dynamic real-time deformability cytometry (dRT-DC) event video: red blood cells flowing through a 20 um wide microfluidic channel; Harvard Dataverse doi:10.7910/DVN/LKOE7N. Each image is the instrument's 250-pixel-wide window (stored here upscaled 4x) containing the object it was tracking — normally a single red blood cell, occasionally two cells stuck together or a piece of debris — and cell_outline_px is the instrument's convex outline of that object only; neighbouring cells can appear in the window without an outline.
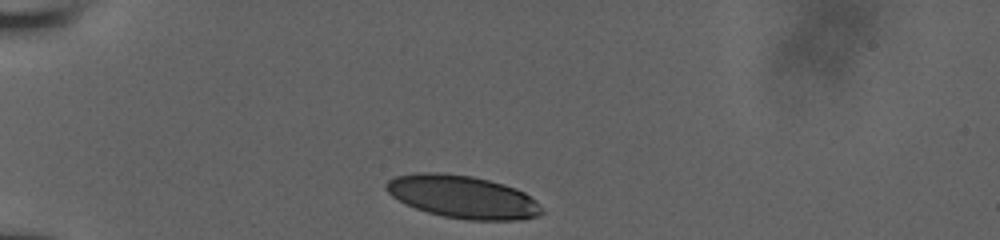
{"species": "human", "species_latin": "Homo sapiens", "temperature_condition": "room temperature", "stored_images_in_passage": 33, "camera_frame_rate_fps": 3000, "um_per_image_px": 0.085, "donor": {"sex": "male"}, "frame": {"image": 1, "passage_image": 1, "time_ms": 0.0, "image_size_px": [1000, 240], "cell_outline_px": [[544, 212], [536, 216], [520, 220], [468, 220], [444, 216], [428, 212], [416, 208], [392, 196], [384, 188], [384, 184], [388, 180], [396, 176], [420, 172], [440, 172], [472, 176], [504, 184], [516, 188], [524, 192], [536, 200], [544, 208]], "centroid_in_image_um": [39.35, 16.73], "position_along_channel_um": 45.6, "area_um2": 38.78}}
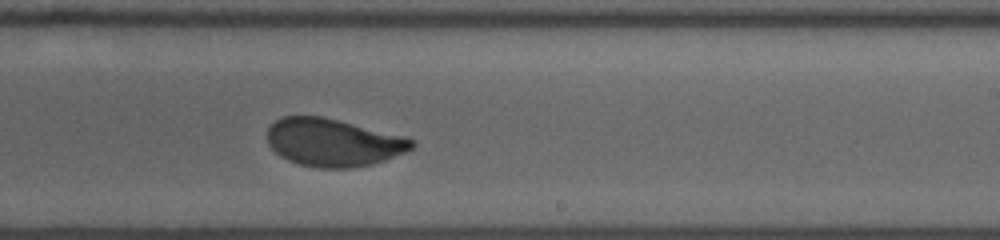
{"frame": {"image": 2, "passage_image": 18, "time_ms": 6.667, "image_size_px": [1000, 240], "cell_outline_px": [[416, 144], [408, 152], [372, 164], [352, 168], [320, 168], [300, 164], [288, 160], [280, 156], [268, 144], [268, 128], [276, 120], [284, 116], [320, 116], [408, 136]], "centroid_in_image_um": [28.36, 12.11], "position_along_channel_um": 260.6, "area_um2": 40.29}}
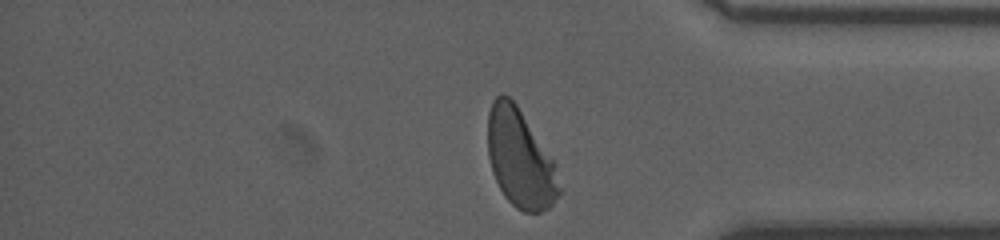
{"frame": {"image": 3, "passage_image": 33, "time_ms": 10.333, "image_size_px": [1000, 240], "cell_outline_px": [[560, 192], [552, 204], [548, 208], [540, 212], [524, 212], [516, 208], [504, 196], [492, 172], [488, 156], [488, 112], [492, 100], [500, 92], [504, 92], [516, 104], [552, 160], [560, 188]], "centroid_in_image_um": [44.16, 13.47], "position_along_channel_um": 391.0, "area_um2": 40.23}, "authors_computed_cell_mechanics": {"area_um2": 41.0958, "velocity_mm_per_s": 3.8384, "shape_relaxation_time_tau1_ms": 4.7033, "shape_relaxation_time_tau2_ms": null, "deformation_change_tau1": 0.187, "deformation_change_tau2": null}}